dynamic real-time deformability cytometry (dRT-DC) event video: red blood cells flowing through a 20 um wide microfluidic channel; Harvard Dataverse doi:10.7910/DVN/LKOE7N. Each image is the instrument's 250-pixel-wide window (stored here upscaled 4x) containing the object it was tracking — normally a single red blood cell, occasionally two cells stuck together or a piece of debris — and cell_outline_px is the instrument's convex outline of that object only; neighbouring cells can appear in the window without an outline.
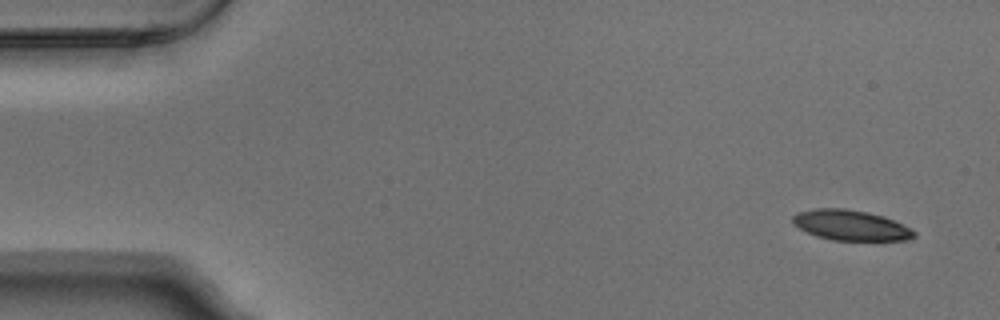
{"species": "Egyptian fruit bat (a non-hibernating species)", "species_latin": "Rousettus aegyptiacus", "temperature_condition": "warm", "stored_images_in_passage": 5, "segment_of_instrument_passage": [1, 2], "camera_frame_rate_fps": 3000, "um_per_image_px": 0.085, "animal": {"sex": "male"}, "frame": {"image": 1, "passage_image": 1, "time_ms": 0.0, "image_size_px": [1000, 320], "cell_outline_px": [[916, 236], [908, 240], [832, 240], [816, 236], [800, 228], [792, 220], [792, 216], [796, 212], [816, 208], [844, 208], [868, 212], [884, 216], [916, 232]], "centroid_in_image_um": [72.29, 19.14], "position_along_channel_um": 12.7, "area_um2": 21.27}}